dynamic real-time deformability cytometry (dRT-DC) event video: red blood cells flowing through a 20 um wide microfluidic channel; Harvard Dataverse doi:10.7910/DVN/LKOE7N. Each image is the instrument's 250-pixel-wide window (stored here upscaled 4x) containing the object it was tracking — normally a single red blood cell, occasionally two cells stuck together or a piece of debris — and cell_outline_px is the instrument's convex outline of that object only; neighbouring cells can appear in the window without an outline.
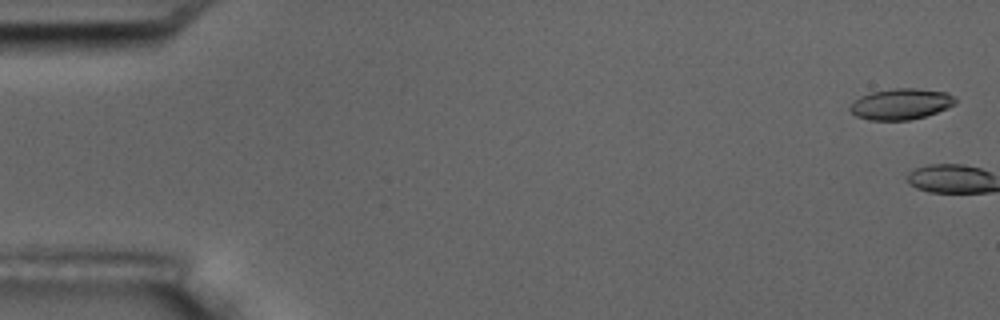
{"species": "common noctule bat (a hibernating species)", "species_latin": "Nyctalus noctula", "temperature_condition": "room temperature", "stored_images_in_passage": 10, "camera_frame_rate_fps": 3000, "um_per_image_px": 0.085, "animal": {"sex": "male", "body_mass_g": 17.5, "forearm_length_mm": 52.3}, "frame": {"image": 1, "passage_image": 1, "time_ms": 0.0, "image_size_px": [1000, 320], "cell_outline_px": [[956, 104], [948, 108], [924, 116], [908, 120], [868, 120], [856, 116], [848, 108], [860, 96], [872, 92], [896, 88], [916, 88], [948, 92], [956, 100]], "centroid_in_image_um": [76.59, 8.84], "position_along_channel_um": 8.4, "area_um2": 18.9}}
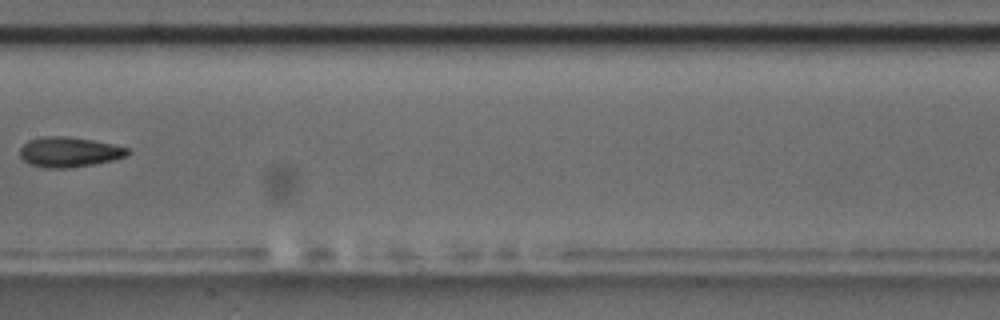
{"frame": {"image": 2, "passage_image": 10, "time_ms": 10.333, "image_size_px": [1000, 320], "cell_outline_px": [[132, 152], [128, 156], [112, 160], [92, 164], [68, 168], [44, 168], [28, 164], [20, 156], [20, 148], [28, 140], [40, 136], [68, 136], [92, 140], [112, 144], [128, 148]], "centroid_in_image_um": [5.87, 12.92], "position_along_channel_um": 201.5, "area_um2": 19.02}}